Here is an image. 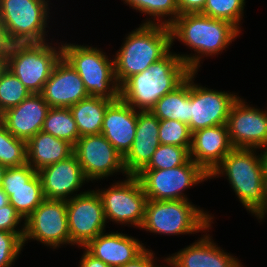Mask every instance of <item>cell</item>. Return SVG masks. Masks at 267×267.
<instances>
[{
	"label": "cell",
	"instance_id": "37",
	"mask_svg": "<svg viewBox=\"0 0 267 267\" xmlns=\"http://www.w3.org/2000/svg\"><path fill=\"white\" fill-rule=\"evenodd\" d=\"M152 250L146 249L141 255L131 262H128L120 267H161L155 263Z\"/></svg>",
	"mask_w": 267,
	"mask_h": 267
},
{
	"label": "cell",
	"instance_id": "13",
	"mask_svg": "<svg viewBox=\"0 0 267 267\" xmlns=\"http://www.w3.org/2000/svg\"><path fill=\"white\" fill-rule=\"evenodd\" d=\"M85 178L89 181L101 180L115 172L128 176L124 168L123 156L102 135H85L73 146Z\"/></svg>",
	"mask_w": 267,
	"mask_h": 267
},
{
	"label": "cell",
	"instance_id": "7",
	"mask_svg": "<svg viewBox=\"0 0 267 267\" xmlns=\"http://www.w3.org/2000/svg\"><path fill=\"white\" fill-rule=\"evenodd\" d=\"M52 43H13L6 56L7 69L30 90L41 93L55 64L62 57V45Z\"/></svg>",
	"mask_w": 267,
	"mask_h": 267
},
{
	"label": "cell",
	"instance_id": "3",
	"mask_svg": "<svg viewBox=\"0 0 267 267\" xmlns=\"http://www.w3.org/2000/svg\"><path fill=\"white\" fill-rule=\"evenodd\" d=\"M257 149L234 148L209 174L226 176L237 198L257 219L266 217L267 196L262 190L263 161Z\"/></svg>",
	"mask_w": 267,
	"mask_h": 267
},
{
	"label": "cell",
	"instance_id": "44",
	"mask_svg": "<svg viewBox=\"0 0 267 267\" xmlns=\"http://www.w3.org/2000/svg\"><path fill=\"white\" fill-rule=\"evenodd\" d=\"M6 170V167L0 164V187L2 185L3 175Z\"/></svg>",
	"mask_w": 267,
	"mask_h": 267
},
{
	"label": "cell",
	"instance_id": "1",
	"mask_svg": "<svg viewBox=\"0 0 267 267\" xmlns=\"http://www.w3.org/2000/svg\"><path fill=\"white\" fill-rule=\"evenodd\" d=\"M169 27L172 46L178 39L195 52L193 55L177 54L191 72L198 71L203 56L218 55L241 33L230 22L200 12L180 14Z\"/></svg>",
	"mask_w": 267,
	"mask_h": 267
},
{
	"label": "cell",
	"instance_id": "34",
	"mask_svg": "<svg viewBox=\"0 0 267 267\" xmlns=\"http://www.w3.org/2000/svg\"><path fill=\"white\" fill-rule=\"evenodd\" d=\"M158 137L160 144L191 147L192 132L187 124L178 120H160Z\"/></svg>",
	"mask_w": 267,
	"mask_h": 267
},
{
	"label": "cell",
	"instance_id": "2",
	"mask_svg": "<svg viewBox=\"0 0 267 267\" xmlns=\"http://www.w3.org/2000/svg\"><path fill=\"white\" fill-rule=\"evenodd\" d=\"M191 73L180 57L169 51L141 73L120 86V98L138 111H150L164 95L178 87Z\"/></svg>",
	"mask_w": 267,
	"mask_h": 267
},
{
	"label": "cell",
	"instance_id": "25",
	"mask_svg": "<svg viewBox=\"0 0 267 267\" xmlns=\"http://www.w3.org/2000/svg\"><path fill=\"white\" fill-rule=\"evenodd\" d=\"M27 163L37 172L73 155V145L39 131L26 142Z\"/></svg>",
	"mask_w": 267,
	"mask_h": 267
},
{
	"label": "cell",
	"instance_id": "36",
	"mask_svg": "<svg viewBox=\"0 0 267 267\" xmlns=\"http://www.w3.org/2000/svg\"><path fill=\"white\" fill-rule=\"evenodd\" d=\"M23 220L10 203L0 208V231L24 233L25 224H22L20 230L17 229Z\"/></svg>",
	"mask_w": 267,
	"mask_h": 267
},
{
	"label": "cell",
	"instance_id": "12",
	"mask_svg": "<svg viewBox=\"0 0 267 267\" xmlns=\"http://www.w3.org/2000/svg\"><path fill=\"white\" fill-rule=\"evenodd\" d=\"M66 204L68 230L73 245L84 247L90 240L106 232L105 224L108 222L96 190L81 192Z\"/></svg>",
	"mask_w": 267,
	"mask_h": 267
},
{
	"label": "cell",
	"instance_id": "31",
	"mask_svg": "<svg viewBox=\"0 0 267 267\" xmlns=\"http://www.w3.org/2000/svg\"><path fill=\"white\" fill-rule=\"evenodd\" d=\"M32 93L7 68L0 75V113L19 105Z\"/></svg>",
	"mask_w": 267,
	"mask_h": 267
},
{
	"label": "cell",
	"instance_id": "43",
	"mask_svg": "<svg viewBox=\"0 0 267 267\" xmlns=\"http://www.w3.org/2000/svg\"><path fill=\"white\" fill-rule=\"evenodd\" d=\"M6 68V56H0V75Z\"/></svg>",
	"mask_w": 267,
	"mask_h": 267
},
{
	"label": "cell",
	"instance_id": "5",
	"mask_svg": "<svg viewBox=\"0 0 267 267\" xmlns=\"http://www.w3.org/2000/svg\"><path fill=\"white\" fill-rule=\"evenodd\" d=\"M191 203L189 200H147L139 229L161 235L209 232L213 216Z\"/></svg>",
	"mask_w": 267,
	"mask_h": 267
},
{
	"label": "cell",
	"instance_id": "24",
	"mask_svg": "<svg viewBox=\"0 0 267 267\" xmlns=\"http://www.w3.org/2000/svg\"><path fill=\"white\" fill-rule=\"evenodd\" d=\"M104 233L90 240L82 248L110 267H120L131 262L147 249L138 238L122 232Z\"/></svg>",
	"mask_w": 267,
	"mask_h": 267
},
{
	"label": "cell",
	"instance_id": "15",
	"mask_svg": "<svg viewBox=\"0 0 267 267\" xmlns=\"http://www.w3.org/2000/svg\"><path fill=\"white\" fill-rule=\"evenodd\" d=\"M226 125L234 148L261 149L267 145L265 109L254 108L238 97L231 107Z\"/></svg>",
	"mask_w": 267,
	"mask_h": 267
},
{
	"label": "cell",
	"instance_id": "35",
	"mask_svg": "<svg viewBox=\"0 0 267 267\" xmlns=\"http://www.w3.org/2000/svg\"><path fill=\"white\" fill-rule=\"evenodd\" d=\"M24 233L0 231V267H12L24 247Z\"/></svg>",
	"mask_w": 267,
	"mask_h": 267
},
{
	"label": "cell",
	"instance_id": "4",
	"mask_svg": "<svg viewBox=\"0 0 267 267\" xmlns=\"http://www.w3.org/2000/svg\"><path fill=\"white\" fill-rule=\"evenodd\" d=\"M125 39L114 56L115 78L119 86L163 58L172 47L171 30L165 25L141 24Z\"/></svg>",
	"mask_w": 267,
	"mask_h": 267
},
{
	"label": "cell",
	"instance_id": "21",
	"mask_svg": "<svg viewBox=\"0 0 267 267\" xmlns=\"http://www.w3.org/2000/svg\"><path fill=\"white\" fill-rule=\"evenodd\" d=\"M171 267H243L230 253L224 252L206 233L194 243L164 258Z\"/></svg>",
	"mask_w": 267,
	"mask_h": 267
},
{
	"label": "cell",
	"instance_id": "8",
	"mask_svg": "<svg viewBox=\"0 0 267 267\" xmlns=\"http://www.w3.org/2000/svg\"><path fill=\"white\" fill-rule=\"evenodd\" d=\"M49 0H0V18L12 43H43ZM48 22V23H47Z\"/></svg>",
	"mask_w": 267,
	"mask_h": 267
},
{
	"label": "cell",
	"instance_id": "27",
	"mask_svg": "<svg viewBox=\"0 0 267 267\" xmlns=\"http://www.w3.org/2000/svg\"><path fill=\"white\" fill-rule=\"evenodd\" d=\"M159 120H178L189 124L190 74L173 91L160 98L150 110Z\"/></svg>",
	"mask_w": 267,
	"mask_h": 267
},
{
	"label": "cell",
	"instance_id": "40",
	"mask_svg": "<svg viewBox=\"0 0 267 267\" xmlns=\"http://www.w3.org/2000/svg\"><path fill=\"white\" fill-rule=\"evenodd\" d=\"M12 44L13 43L9 40L6 29L0 18V56H7Z\"/></svg>",
	"mask_w": 267,
	"mask_h": 267
},
{
	"label": "cell",
	"instance_id": "30",
	"mask_svg": "<svg viewBox=\"0 0 267 267\" xmlns=\"http://www.w3.org/2000/svg\"><path fill=\"white\" fill-rule=\"evenodd\" d=\"M27 163L26 141L14 137L0 123V164L9 167H19Z\"/></svg>",
	"mask_w": 267,
	"mask_h": 267
},
{
	"label": "cell",
	"instance_id": "19",
	"mask_svg": "<svg viewBox=\"0 0 267 267\" xmlns=\"http://www.w3.org/2000/svg\"><path fill=\"white\" fill-rule=\"evenodd\" d=\"M234 149L227 125L202 128L192 132L190 159L210 174Z\"/></svg>",
	"mask_w": 267,
	"mask_h": 267
},
{
	"label": "cell",
	"instance_id": "14",
	"mask_svg": "<svg viewBox=\"0 0 267 267\" xmlns=\"http://www.w3.org/2000/svg\"><path fill=\"white\" fill-rule=\"evenodd\" d=\"M197 72L190 73L189 128L191 132L202 128L227 124L232 105L239 96L225 91L206 88L194 83Z\"/></svg>",
	"mask_w": 267,
	"mask_h": 267
},
{
	"label": "cell",
	"instance_id": "38",
	"mask_svg": "<svg viewBox=\"0 0 267 267\" xmlns=\"http://www.w3.org/2000/svg\"><path fill=\"white\" fill-rule=\"evenodd\" d=\"M207 0H177L179 13H199L204 9Z\"/></svg>",
	"mask_w": 267,
	"mask_h": 267
},
{
	"label": "cell",
	"instance_id": "10",
	"mask_svg": "<svg viewBox=\"0 0 267 267\" xmlns=\"http://www.w3.org/2000/svg\"><path fill=\"white\" fill-rule=\"evenodd\" d=\"M96 190L99 194L106 220L117 224H131L140 228L144 220L147 197L137 176L128 175L123 181L108 189Z\"/></svg>",
	"mask_w": 267,
	"mask_h": 267
},
{
	"label": "cell",
	"instance_id": "18",
	"mask_svg": "<svg viewBox=\"0 0 267 267\" xmlns=\"http://www.w3.org/2000/svg\"><path fill=\"white\" fill-rule=\"evenodd\" d=\"M38 174L41 178L44 197L49 200L68 201L79 195L77 191L85 181L88 182L74 154L63 161L44 167L38 171Z\"/></svg>",
	"mask_w": 267,
	"mask_h": 267
},
{
	"label": "cell",
	"instance_id": "28",
	"mask_svg": "<svg viewBox=\"0 0 267 267\" xmlns=\"http://www.w3.org/2000/svg\"><path fill=\"white\" fill-rule=\"evenodd\" d=\"M41 131L75 145L80 138L76 122L69 108L50 107Z\"/></svg>",
	"mask_w": 267,
	"mask_h": 267
},
{
	"label": "cell",
	"instance_id": "6",
	"mask_svg": "<svg viewBox=\"0 0 267 267\" xmlns=\"http://www.w3.org/2000/svg\"><path fill=\"white\" fill-rule=\"evenodd\" d=\"M62 56L78 72L90 96L116 101L120 86L115 78L114 59L89 45L61 43Z\"/></svg>",
	"mask_w": 267,
	"mask_h": 267
},
{
	"label": "cell",
	"instance_id": "17",
	"mask_svg": "<svg viewBox=\"0 0 267 267\" xmlns=\"http://www.w3.org/2000/svg\"><path fill=\"white\" fill-rule=\"evenodd\" d=\"M50 107L70 108L89 97L78 72L62 56L40 93Z\"/></svg>",
	"mask_w": 267,
	"mask_h": 267
},
{
	"label": "cell",
	"instance_id": "29",
	"mask_svg": "<svg viewBox=\"0 0 267 267\" xmlns=\"http://www.w3.org/2000/svg\"><path fill=\"white\" fill-rule=\"evenodd\" d=\"M140 13L151 16L142 24L170 26L180 15L177 0H123ZM169 16V17H168ZM168 17L169 19H166ZM160 19V20H159ZM157 20V21H156ZM156 21V22H155Z\"/></svg>",
	"mask_w": 267,
	"mask_h": 267
},
{
	"label": "cell",
	"instance_id": "42",
	"mask_svg": "<svg viewBox=\"0 0 267 267\" xmlns=\"http://www.w3.org/2000/svg\"><path fill=\"white\" fill-rule=\"evenodd\" d=\"M9 204V198L7 194L0 187V208Z\"/></svg>",
	"mask_w": 267,
	"mask_h": 267
},
{
	"label": "cell",
	"instance_id": "20",
	"mask_svg": "<svg viewBox=\"0 0 267 267\" xmlns=\"http://www.w3.org/2000/svg\"><path fill=\"white\" fill-rule=\"evenodd\" d=\"M49 108L40 93H32L19 105L2 113L1 123L14 137L27 142L41 131Z\"/></svg>",
	"mask_w": 267,
	"mask_h": 267
},
{
	"label": "cell",
	"instance_id": "32",
	"mask_svg": "<svg viewBox=\"0 0 267 267\" xmlns=\"http://www.w3.org/2000/svg\"><path fill=\"white\" fill-rule=\"evenodd\" d=\"M190 147L160 144L143 170L171 169L190 160Z\"/></svg>",
	"mask_w": 267,
	"mask_h": 267
},
{
	"label": "cell",
	"instance_id": "26",
	"mask_svg": "<svg viewBox=\"0 0 267 267\" xmlns=\"http://www.w3.org/2000/svg\"><path fill=\"white\" fill-rule=\"evenodd\" d=\"M112 102L106 98L89 96L69 108L80 137L101 134L106 109Z\"/></svg>",
	"mask_w": 267,
	"mask_h": 267
},
{
	"label": "cell",
	"instance_id": "23",
	"mask_svg": "<svg viewBox=\"0 0 267 267\" xmlns=\"http://www.w3.org/2000/svg\"><path fill=\"white\" fill-rule=\"evenodd\" d=\"M138 112L121 98L113 101L106 109L101 134L123 157L132 147Z\"/></svg>",
	"mask_w": 267,
	"mask_h": 267
},
{
	"label": "cell",
	"instance_id": "41",
	"mask_svg": "<svg viewBox=\"0 0 267 267\" xmlns=\"http://www.w3.org/2000/svg\"><path fill=\"white\" fill-rule=\"evenodd\" d=\"M261 157L263 161V177H262V190L267 196V145L261 148Z\"/></svg>",
	"mask_w": 267,
	"mask_h": 267
},
{
	"label": "cell",
	"instance_id": "9",
	"mask_svg": "<svg viewBox=\"0 0 267 267\" xmlns=\"http://www.w3.org/2000/svg\"><path fill=\"white\" fill-rule=\"evenodd\" d=\"M136 176L147 200H188L184 190L210 179V175L192 159L171 169L142 170Z\"/></svg>",
	"mask_w": 267,
	"mask_h": 267
},
{
	"label": "cell",
	"instance_id": "11",
	"mask_svg": "<svg viewBox=\"0 0 267 267\" xmlns=\"http://www.w3.org/2000/svg\"><path fill=\"white\" fill-rule=\"evenodd\" d=\"M23 223L24 246L32 239L52 249L62 244L73 245L70 241L67 204L64 200L45 199Z\"/></svg>",
	"mask_w": 267,
	"mask_h": 267
},
{
	"label": "cell",
	"instance_id": "22",
	"mask_svg": "<svg viewBox=\"0 0 267 267\" xmlns=\"http://www.w3.org/2000/svg\"><path fill=\"white\" fill-rule=\"evenodd\" d=\"M160 120L151 111H139L135 138L131 149L123 157L127 175L136 176L150 162L160 145L158 130Z\"/></svg>",
	"mask_w": 267,
	"mask_h": 267
},
{
	"label": "cell",
	"instance_id": "16",
	"mask_svg": "<svg viewBox=\"0 0 267 267\" xmlns=\"http://www.w3.org/2000/svg\"><path fill=\"white\" fill-rule=\"evenodd\" d=\"M1 188L24 221L45 200L41 178L28 163L6 168Z\"/></svg>",
	"mask_w": 267,
	"mask_h": 267
},
{
	"label": "cell",
	"instance_id": "39",
	"mask_svg": "<svg viewBox=\"0 0 267 267\" xmlns=\"http://www.w3.org/2000/svg\"><path fill=\"white\" fill-rule=\"evenodd\" d=\"M79 267H110L109 265L102 262L100 259L91 255L86 249L84 250Z\"/></svg>",
	"mask_w": 267,
	"mask_h": 267
},
{
	"label": "cell",
	"instance_id": "33",
	"mask_svg": "<svg viewBox=\"0 0 267 267\" xmlns=\"http://www.w3.org/2000/svg\"><path fill=\"white\" fill-rule=\"evenodd\" d=\"M245 3V0H207L200 13L215 19L228 21L241 30L239 23L244 16Z\"/></svg>",
	"mask_w": 267,
	"mask_h": 267
}]
</instances>
